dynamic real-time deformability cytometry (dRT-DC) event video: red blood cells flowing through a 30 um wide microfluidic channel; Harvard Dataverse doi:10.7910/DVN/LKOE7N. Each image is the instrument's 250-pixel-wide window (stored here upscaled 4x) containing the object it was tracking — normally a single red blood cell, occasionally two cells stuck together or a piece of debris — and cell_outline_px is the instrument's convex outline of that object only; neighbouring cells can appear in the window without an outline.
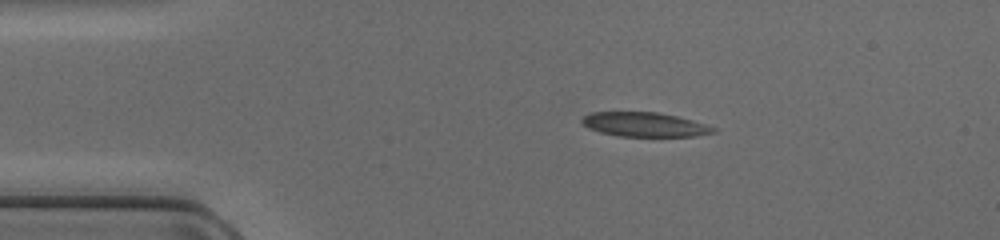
{"species": "common noctule bat (a hibernating species)", "species_latin": "Nyctalus noctula", "temperature_condition": "cold", "stored_images_in_passage": 48, "camera_frame_rate_fps": 3000, "um_per_image_px": 0.085, "animal": {"sex": "female", "body_mass_g": 17.0, "forearm_length_mm": 48.0}, "frame": {"image": 1, "passage_image": 9, "time_ms": 2.667, "image_size_px": [1000, 240], "cell_outline_px": [[720, 128], [716, 132], [696, 136], [620, 136], [600, 132], [588, 128], [580, 124], [580, 120], [584, 116], [592, 112], [660, 112], [692, 120]], "centroid_in_image_um": [54.81, 10.58], "position_along_channel_um": 30.2, "area_um2": 18.79}}
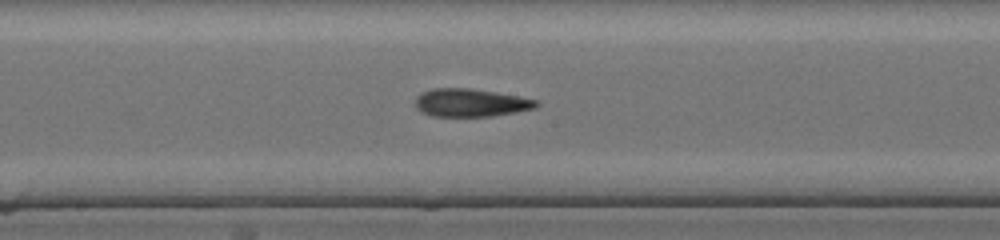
{"frame": {"image": 2, "passage_image": 25, "time_ms": 8.0, "image_size_px": [1000, 240], "cell_outline_px": [[540, 104], [536, 108], [516, 112], [492, 116], [432, 116], [420, 112], [416, 108], [416, 96], [420, 92], [432, 88], [468, 88], [540, 100]], "centroid_in_image_um": [39.99, 8.73], "position_along_channel_um": 208.2, "area_um2": 19.77}}
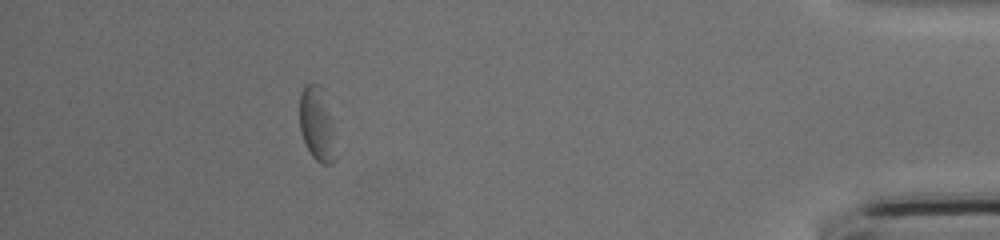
{"frame": {"image": 3, "passage_image": 43, "time_ms": 14.0, "image_size_px": [1000, 240], "cell_outline_px": [[336, 160], [332, 164], [320, 164], [312, 156], [300, 132], [300, 92], [304, 84], [320, 84], [324, 88]], "centroid_in_image_um": [26.9, 10.52], "position_along_channel_um": 408.3, "area_um2": 15.14}}